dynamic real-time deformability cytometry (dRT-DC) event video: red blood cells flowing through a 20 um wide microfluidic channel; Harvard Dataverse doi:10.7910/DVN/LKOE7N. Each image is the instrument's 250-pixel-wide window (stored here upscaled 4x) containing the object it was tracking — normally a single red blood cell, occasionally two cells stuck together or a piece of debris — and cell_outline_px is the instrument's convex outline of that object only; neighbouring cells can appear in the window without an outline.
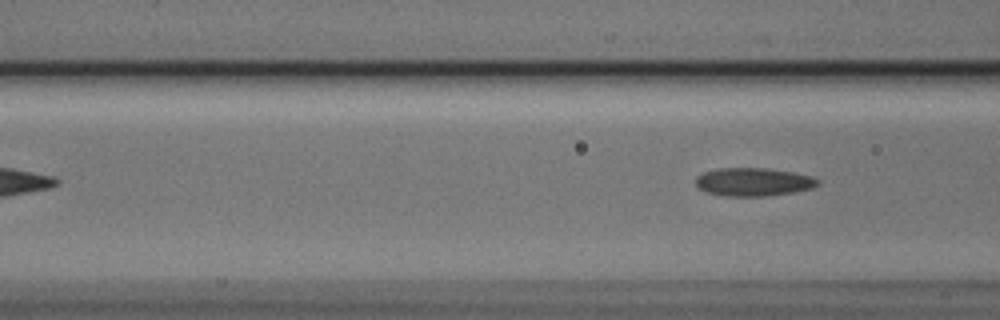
{"species": "Egyptian fruit bat (a non-hibernating species)", "species_latin": "Rousettus aegyptiacus", "temperature_condition": "cold", "stored_images_in_passage": 5, "camera_frame_rate_fps": 3000, "um_per_image_px": 0.085, "animal": {"sex": "male"}, "frame": {"image": 1, "passage_image": 5, "time_ms": 1.333, "image_size_px": [1000, 320], "cell_outline_px": [[820, 184], [812, 188], [792, 192], [764, 196], [728, 196], [708, 192], [700, 188], [696, 184], [696, 176], [704, 172], [716, 168], [768, 168], [792, 172], [812, 176], [820, 180]], "centroid_in_image_um": [64.06, 15.45], "position_along_channel_um": 102.5, "area_um2": 20.0}}